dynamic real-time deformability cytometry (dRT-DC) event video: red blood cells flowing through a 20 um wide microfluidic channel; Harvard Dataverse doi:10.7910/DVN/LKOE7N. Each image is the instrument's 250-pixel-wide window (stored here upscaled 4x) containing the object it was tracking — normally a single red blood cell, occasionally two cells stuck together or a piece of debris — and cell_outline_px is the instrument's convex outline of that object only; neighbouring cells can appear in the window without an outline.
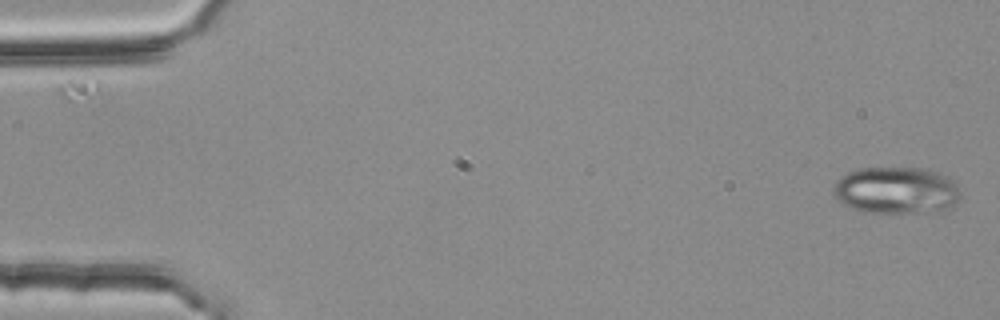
{"species": "common noctule bat (a hibernating species)", "species_latin": "Nyctalus noctula", "temperature_condition": "room temperature", "stored_images_in_passage": 54, "camera_frame_rate_fps": 3000, "um_per_image_px": 0.085, "animal": {"sex": "female", "body_mass_g": 25.1}, "frame": {"image": 1, "passage_image": 1, "time_ms": 0.0, "image_size_px": [1000, 320], "cell_outline_px": [[960, 196], [952, 204], [944, 208], [924, 212], [864, 212], [852, 208], [844, 204], [832, 192], [832, 188], [836, 180], [848, 172], [860, 168], [924, 168], [940, 172], [952, 180], [956, 184], [960, 192]], "centroid_in_image_um": [76.14, 16.15], "position_along_channel_um": 8.9, "area_um2": 34.39}}
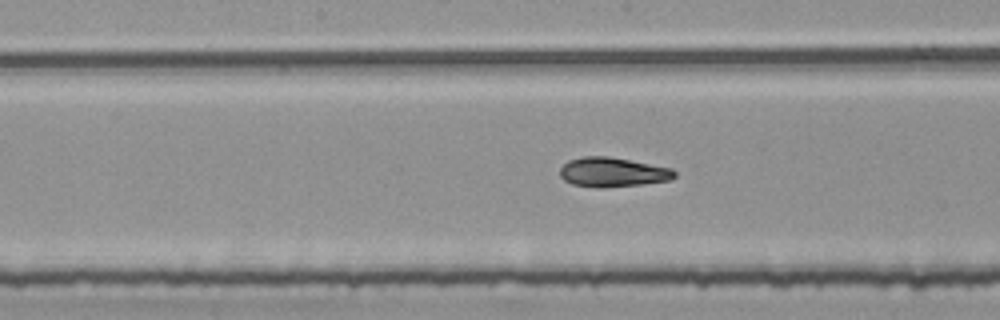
{"frame": {"image": 2, "passage_image": 27, "time_ms": 8.667, "image_size_px": [1000, 320], "cell_outline_px": [[676, 176], [672, 180], [640, 184], [600, 188], [596, 188], [572, 184], [564, 180], [560, 176], [560, 168], [568, 160], [584, 156], [608, 156], [672, 168], [676, 172]], "centroid_in_image_um": [52.07, 14.63], "position_along_channel_um": 196.1, "area_um2": 19.71}}
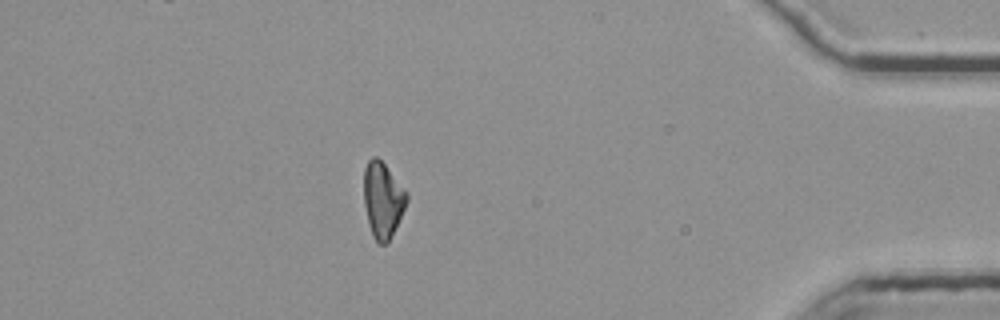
{"frame": {"image": 3, "passage_image": 47, "time_ms": 15.333, "image_size_px": [1000, 320], "cell_outline_px": [[408, 200], [388, 244], [380, 244], [372, 236], [364, 204], [364, 168], [368, 160], [372, 156], [376, 156], [384, 164], [408, 192]], "centroid_in_image_um": [32.53, 16.99], "position_along_channel_um": 402.7, "area_um2": 18.84}, "authors_computed_cell_mechanics": {"area_um2": 19.7387, "velocity_mm_per_s": 3.8125, "shape_relaxation_time_tau1_ms": 4.9909, "shape_relaxation_time_tau2_ms": 1.9769, "deformation_change_tau1": 0.1948, "deformation_change_tau2": 0.063}}